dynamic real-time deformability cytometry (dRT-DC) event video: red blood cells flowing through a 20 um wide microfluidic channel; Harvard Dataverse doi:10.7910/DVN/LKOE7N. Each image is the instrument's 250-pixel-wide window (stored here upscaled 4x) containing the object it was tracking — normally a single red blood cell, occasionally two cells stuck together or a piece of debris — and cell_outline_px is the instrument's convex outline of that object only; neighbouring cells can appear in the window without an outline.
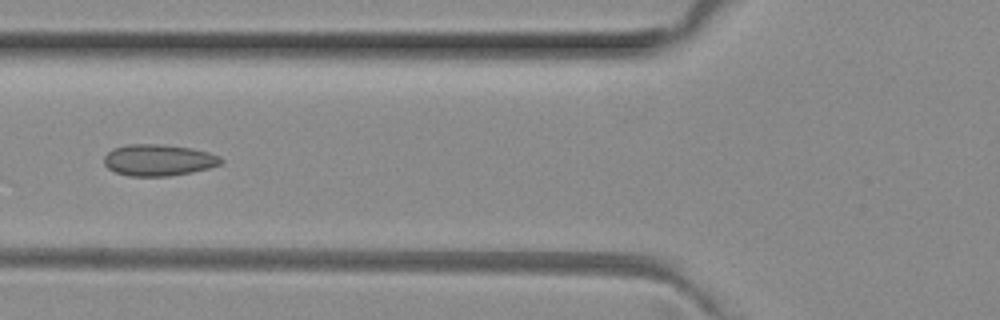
{"species": "common noctule bat (a hibernating species)", "species_latin": "Nyctalus noctula", "temperature_condition": "room temperature", "stored_images_in_passage": 4, "camera_frame_rate_fps": 3000, "um_per_image_px": 0.085, "animal": {"sex": "female", "body_mass_g": 29.2, "forearm_length_mm": 56.3}, "frame": {"image": 1, "passage_image": 4, "time_ms": 1.0, "image_size_px": [1000, 320], "cell_outline_px": [[224, 160], [220, 164], [208, 168], [192, 172], [168, 176], [128, 176], [116, 172], [108, 168], [104, 164], [104, 156], [112, 148], [128, 144], [160, 144], [192, 148], [208, 152], [220, 156]], "centroid_in_image_um": [13.46, 13.6], "position_along_channel_um": 112.3, "area_um2": 21.5}}